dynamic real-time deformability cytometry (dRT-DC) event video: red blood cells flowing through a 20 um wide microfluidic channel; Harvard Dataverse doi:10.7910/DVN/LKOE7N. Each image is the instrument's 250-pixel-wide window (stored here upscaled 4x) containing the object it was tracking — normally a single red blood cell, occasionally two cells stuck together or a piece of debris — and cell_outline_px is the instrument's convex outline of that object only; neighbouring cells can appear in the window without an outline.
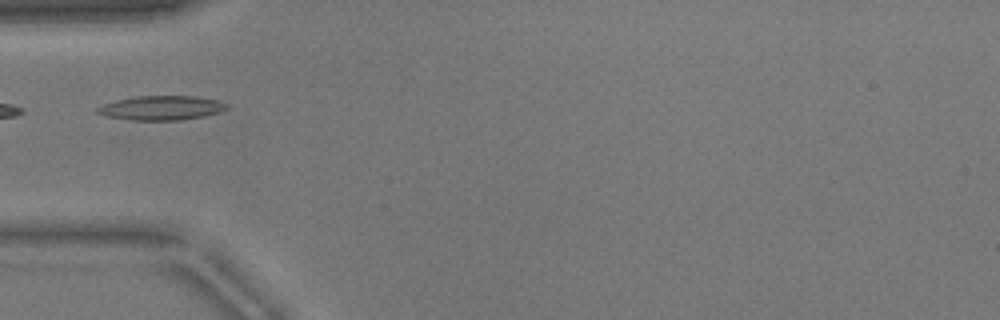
{"species": "common noctule bat (a hibernating species)", "species_latin": "Nyctalus noctula", "temperature_condition": "warm", "stored_images_in_passage": 3, "camera_frame_rate_fps": 3000, "um_per_image_px": 0.085, "animal": {"sex": "male", "body_mass_g": 17.9}, "frame": {"image": 1, "passage_image": 1, "time_ms": 0.0, "image_size_px": [1000, 320], "cell_outline_px": [[228, 108], [220, 112], [204, 116], [180, 120], [128, 120], [104, 116], [96, 112], [96, 108], [104, 104], [116, 100], [136, 96], [196, 96], [216, 100], [228, 104]], "centroid_in_image_um": [13.7, 9.17], "position_along_channel_um": 71.3, "area_um2": 18.38}}